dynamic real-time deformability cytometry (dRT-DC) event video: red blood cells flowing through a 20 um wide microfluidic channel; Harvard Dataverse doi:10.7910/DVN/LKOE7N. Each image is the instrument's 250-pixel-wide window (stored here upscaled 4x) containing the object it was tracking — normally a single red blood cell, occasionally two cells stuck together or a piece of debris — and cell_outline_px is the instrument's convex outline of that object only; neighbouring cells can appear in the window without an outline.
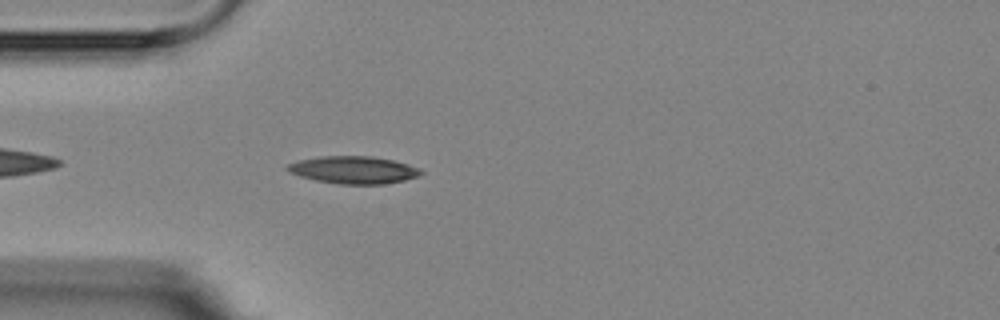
{"species": "Egyptian fruit bat (a non-hibernating species)", "species_latin": "Rousettus aegyptiacus", "temperature_condition": "room temperature", "stored_images_in_passage": 1, "camera_frame_rate_fps": 3000, "um_per_image_px": 0.085, "animal": {"sex": "female"}, "frame": {"image": 1, "passage_image": 1, "time_ms": 0.0, "image_size_px": [1000, 320], "cell_outline_px": [[424, 172], [416, 176], [404, 180], [384, 184], [340, 184], [316, 180], [300, 176], [288, 172], [284, 168], [288, 164], [300, 160], [320, 156], [372, 156], [392, 160], [420, 168]], "centroid_in_image_um": [30.02, 14.44], "position_along_channel_um": 55.0, "area_um2": 21.21}}